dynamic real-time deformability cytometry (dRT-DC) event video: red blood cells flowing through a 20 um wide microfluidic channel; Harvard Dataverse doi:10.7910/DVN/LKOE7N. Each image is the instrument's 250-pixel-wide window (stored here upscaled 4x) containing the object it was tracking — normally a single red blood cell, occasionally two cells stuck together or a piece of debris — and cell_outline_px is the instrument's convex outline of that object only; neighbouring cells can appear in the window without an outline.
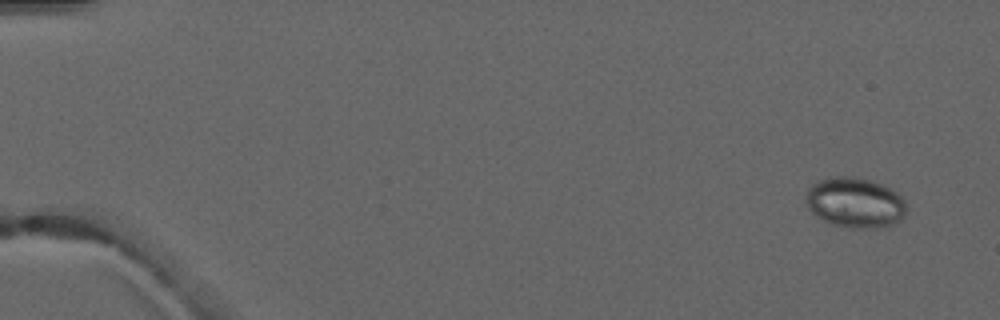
{"species": "common noctule bat (a hibernating species)", "species_latin": "Nyctalus noctula", "temperature_condition": "warm", "stored_images_in_passage": 6, "camera_frame_rate_fps": 3000, "um_per_image_px": 0.085, "animal": {"sex": "male", "forearm_length_mm": 52.5}, "frame": {"image": 1, "passage_image": 1, "time_ms": 0.0, "image_size_px": [1000, 320], "cell_outline_px": [[904, 212], [900, 220], [892, 224], [872, 228], [852, 228], [832, 224], [816, 216], [808, 208], [804, 200], [804, 196], [808, 188], [812, 184], [820, 180], [836, 176], [848, 176], [872, 180], [896, 192], [904, 200]], "centroid_in_image_um": [72.61, 17.21], "position_along_channel_um": 12.4, "area_um2": 29.19}}
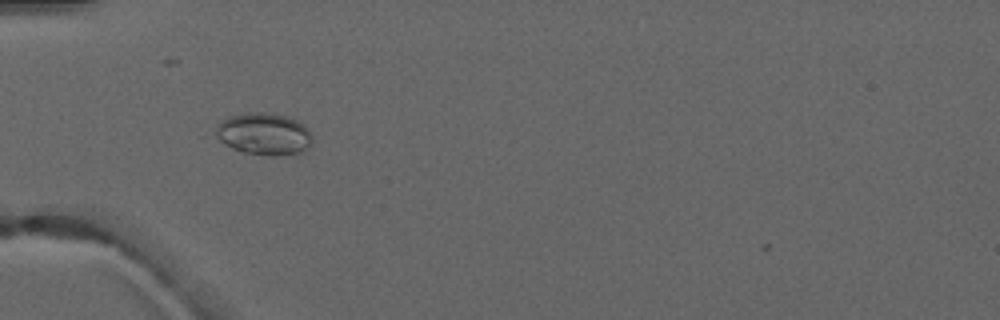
{"frame": {"image": 2, "passage_image": 5, "time_ms": 4.667, "image_size_px": [1000, 320], "cell_outline_px": [[312, 144], [308, 148], [300, 152], [272, 156], [264, 156], [244, 152], [232, 148], [200, 136], [228, 116], [248, 112], [260, 112], [288, 116], [304, 124], [308, 128], [312, 136]], "centroid_in_image_um": [22.23, 11.39], "position_along_channel_um": 62.8, "area_um2": 25.09}}